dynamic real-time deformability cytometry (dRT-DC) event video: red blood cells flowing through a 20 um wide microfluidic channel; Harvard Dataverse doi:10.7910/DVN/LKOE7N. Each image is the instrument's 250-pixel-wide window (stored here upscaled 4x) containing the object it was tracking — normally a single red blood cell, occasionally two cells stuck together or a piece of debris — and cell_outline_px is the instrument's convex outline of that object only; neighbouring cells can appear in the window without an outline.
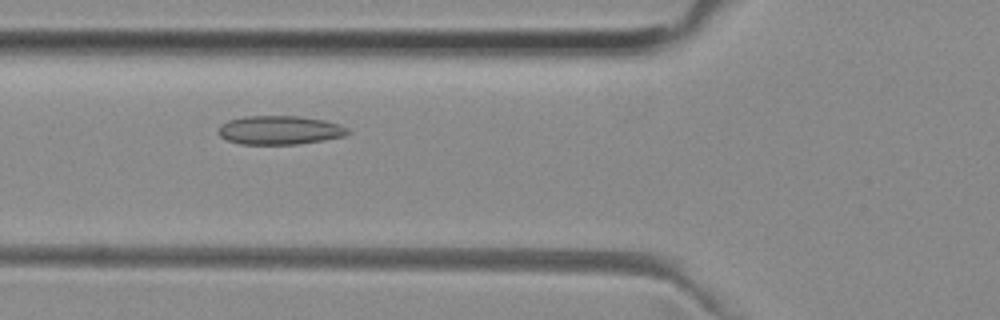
{"species": "common noctule bat (a hibernating species)", "species_latin": "Nyctalus noctula", "temperature_condition": "room temperature", "stored_images_in_passage": 52, "camera_frame_rate_fps": 3000, "um_per_image_px": 0.085, "animal": {"sex": "female", "body_mass_g": 29.2, "forearm_length_mm": 56.3}, "frame": {"image": 1, "passage_image": 19, "time_ms": 6.0, "image_size_px": [1000, 320], "cell_outline_px": [[352, 132], [344, 136], [324, 140], [296, 144], [240, 144], [228, 140], [220, 136], [220, 124], [228, 120], [244, 116], [296, 116], [324, 120], [340, 124], [348, 128]], "centroid_in_image_um": [23.8, 11.06], "position_along_channel_um": 102.0, "area_um2": 21.68}}
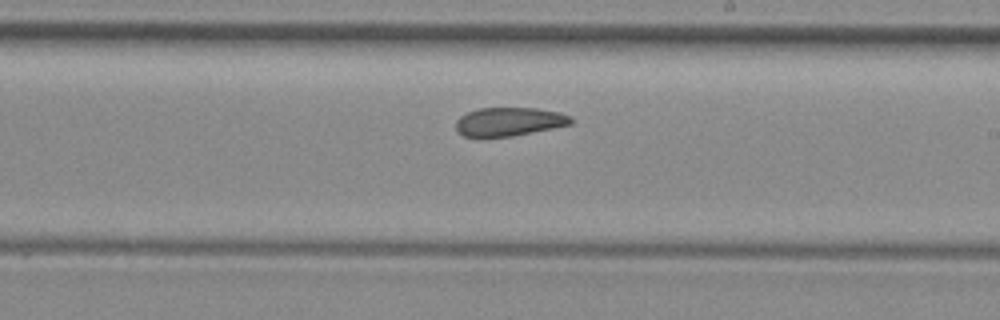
{"frame": {"image": 2, "passage_image": 30, "time_ms": 9.667, "image_size_px": [1000, 320], "cell_outline_px": [[572, 124], [512, 136], [464, 136], [456, 128], [456, 120], [460, 116], [468, 112], [480, 108], [536, 108], [556, 112], [572, 116]], "centroid_in_image_um": [43.28, 10.33], "position_along_channel_um": 245.7, "area_um2": 18.84}}
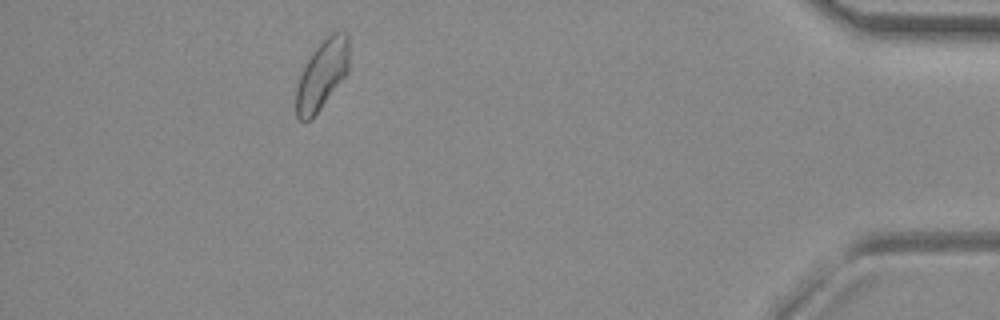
{"frame": {"image": 3, "passage_image": 47, "time_ms": 15.333, "image_size_px": [1000, 320], "cell_outline_px": [[348, 72], [312, 120], [300, 120], [296, 116], [296, 88], [300, 76], [312, 52], [324, 36], [332, 32], [348, 32]], "centroid_in_image_um": [27.37, 6.34], "position_along_channel_um": 407.8, "area_um2": 21.39}, "authors_computed_cell_mechanics": {"area_um2": 21.4438, "velocity_mm_per_s": 3.9201, "shape_relaxation_time_tau1_ms": null, "shape_relaxation_time_tau2_ms": 3.6676, "deformation_change_tau1": null, "deformation_change_tau2": 0.0773}}